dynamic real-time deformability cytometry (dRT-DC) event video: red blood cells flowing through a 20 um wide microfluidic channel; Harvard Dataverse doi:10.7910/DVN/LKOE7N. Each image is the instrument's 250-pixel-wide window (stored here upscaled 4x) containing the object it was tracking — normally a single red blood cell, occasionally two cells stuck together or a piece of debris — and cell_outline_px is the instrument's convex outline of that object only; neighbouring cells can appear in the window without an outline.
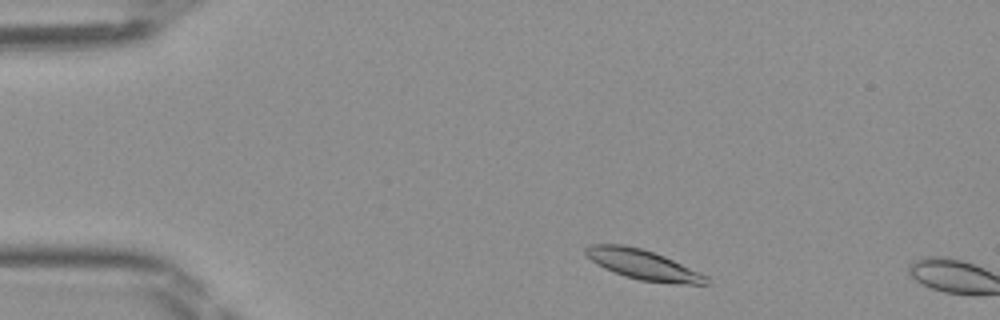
{"species": "Egyptian fruit bat (a non-hibernating species)", "species_latin": "Rousettus aegyptiacus", "temperature_condition": "room temperature", "stored_images_in_passage": 5, "camera_frame_rate_fps": 3000, "um_per_image_px": 0.085, "frame": {"image": 1, "passage_image": 3, "time_ms": 0.667, "image_size_px": [1000, 320], "cell_outline_px": [[712, 284], [676, 284], [640, 280], [624, 276], [604, 268], [596, 264], [584, 252], [584, 248], [588, 244], [624, 244], [640, 248], [664, 256], [708, 276]], "centroid_in_image_um": [54.66, 22.5], "position_along_channel_um": 30.3, "area_um2": 21.04}}